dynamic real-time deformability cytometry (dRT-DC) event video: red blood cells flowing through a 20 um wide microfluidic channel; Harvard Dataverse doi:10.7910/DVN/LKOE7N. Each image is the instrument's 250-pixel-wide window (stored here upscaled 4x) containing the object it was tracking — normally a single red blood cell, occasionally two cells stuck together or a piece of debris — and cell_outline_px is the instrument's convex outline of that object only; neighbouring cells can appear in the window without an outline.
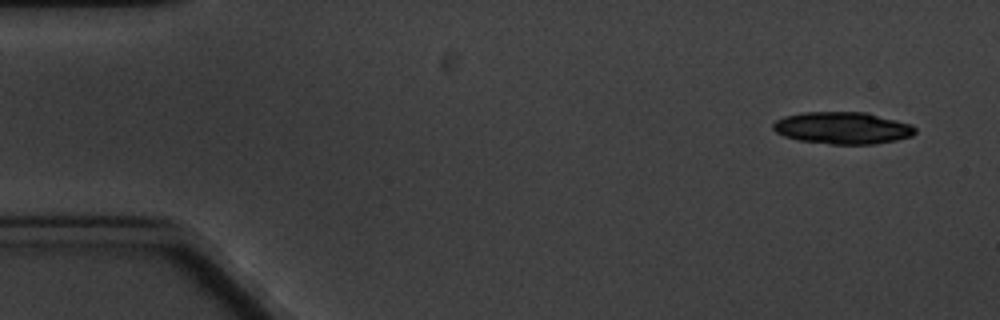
{"species": "common noctule bat (a hibernating species)", "species_latin": "Nyctalus noctula", "temperature_condition": "cold", "stored_images_in_passage": 6, "camera_frame_rate_fps": 3000, "um_per_image_px": 0.085, "animal": {"sex": "male", "body_mass_g": 20.1, "forearm_length_mm": 53.5}, "frame": {"image": 1, "passage_image": 1, "time_ms": 0.0, "image_size_px": [1000, 320], "cell_outline_px": [[916, 132], [912, 136], [896, 140], [872, 144], [832, 144], [800, 140], [784, 136], [776, 132], [772, 128], [772, 124], [776, 120], [784, 116], [804, 112], [868, 112], [912, 124], [916, 128]], "centroid_in_image_um": [71.64, 10.87], "position_along_channel_um": 13.4, "area_um2": 26.59}}